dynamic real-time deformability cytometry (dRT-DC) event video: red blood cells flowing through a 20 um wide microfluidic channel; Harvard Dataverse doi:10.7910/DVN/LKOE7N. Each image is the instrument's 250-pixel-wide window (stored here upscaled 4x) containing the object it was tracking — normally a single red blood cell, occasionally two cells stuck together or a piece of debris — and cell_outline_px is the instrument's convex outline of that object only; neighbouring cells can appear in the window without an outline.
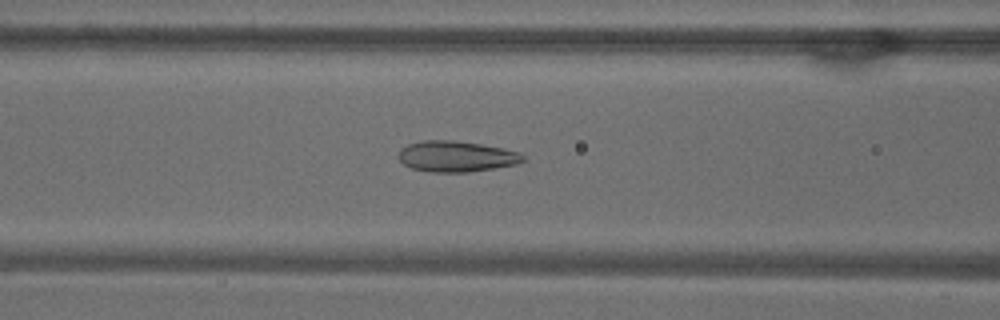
{"species": "common noctule bat (a hibernating species)", "species_latin": "Nyctalus noctula", "temperature_condition": "warm", "stored_images_in_passage": 53, "camera_frame_rate_fps": 3000, "um_per_image_px": 0.085, "animal": {"sex": "male", "body_mass_g": 18.8}, "frame": {"image": 1, "passage_image": 22, "time_ms": 7.0, "image_size_px": [1000, 320], "cell_outline_px": [[524, 160], [516, 164], [496, 168], [468, 172], [432, 172], [412, 168], [404, 164], [396, 156], [400, 148], [408, 144], [420, 140], [456, 140], [504, 148], [520, 152], [524, 156]], "centroid_in_image_um": [38.76, 13.28], "position_along_channel_um": 127.8, "area_um2": 22.6}}
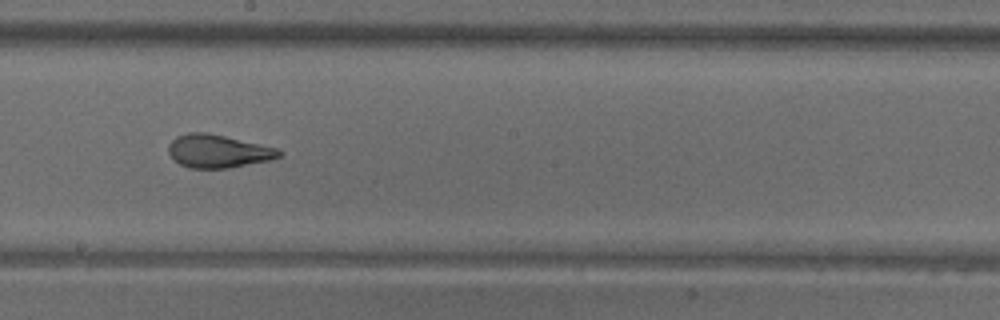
{"frame": {"image": 2, "passage_image": 30, "time_ms": 9.667, "image_size_px": [1000, 320], "cell_outline_px": [[284, 152], [280, 156], [268, 160], [228, 168], [188, 168], [180, 164], [168, 152], [168, 144], [176, 136], [188, 132], [208, 132], [280, 148]], "centroid_in_image_um": [18.55, 12.83], "position_along_channel_um": 229.7, "area_um2": 21.44}}
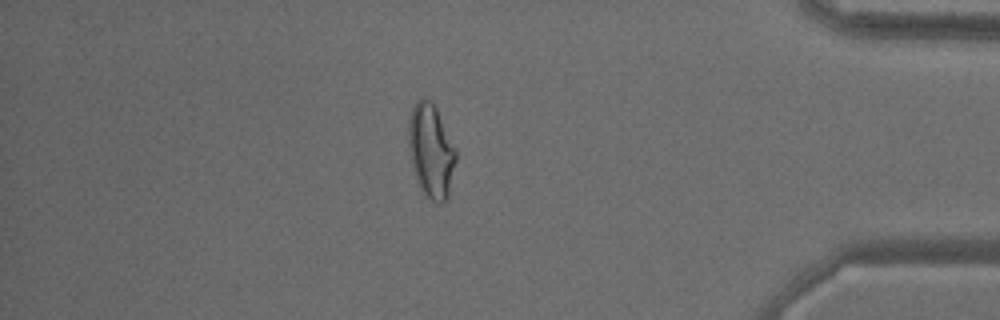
{"frame": {"image": 3, "passage_image": 46, "time_ms": 15.0, "image_size_px": [1000, 320], "cell_outline_px": [[456, 160], [448, 196], [444, 204], [436, 204], [424, 196], [412, 168], [408, 144], [408, 120], [412, 108], [416, 100], [420, 96], [424, 96], [432, 100], [456, 148]], "centroid_in_image_um": [36.62, 12.81], "position_along_channel_um": 398.6, "area_um2": 26.41}, "authors_computed_cell_mechanics": {"area_um2": 24.3338, "velocity_mm_per_s": 3.8209, "shape_relaxation_time_tau1_ms": null, "shape_relaxation_time_tau2_ms": 1.2529, "deformation_change_tau1": null, "deformation_change_tau2": 0.0793}}